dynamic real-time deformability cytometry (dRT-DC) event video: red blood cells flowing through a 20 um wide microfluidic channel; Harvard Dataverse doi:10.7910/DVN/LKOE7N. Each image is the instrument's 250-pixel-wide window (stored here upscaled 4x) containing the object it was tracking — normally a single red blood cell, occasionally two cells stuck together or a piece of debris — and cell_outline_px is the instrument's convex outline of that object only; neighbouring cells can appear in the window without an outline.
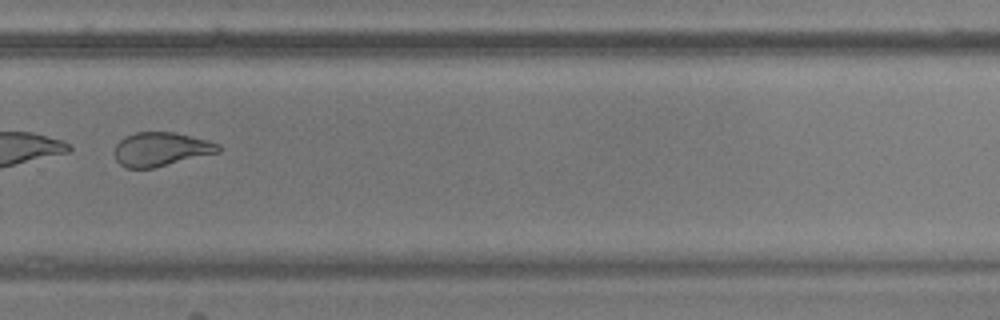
{"species": "common noctule bat (a hibernating species)", "species_latin": "Nyctalus noctula", "temperature_condition": "warm", "stored_images_in_passage": 53, "camera_frame_rate_fps": 3000, "um_per_image_px": 0.085, "animal": {"sex": "male", "body_mass_g": 17.9, "forearm_length_mm": 54.2}, "frame": {"image": 1, "passage_image": 38, "time_ms": 12.333, "image_size_px": [1000, 320], "cell_outline_px": [[224, 148], [220, 152], [152, 168], [128, 168], [120, 164], [116, 160], [116, 144], [124, 136], [136, 132], [176, 132], [208, 140], [220, 144]], "centroid_in_image_um": [13.73, 12.67], "position_along_channel_um": 316.1, "area_um2": 20.52}}